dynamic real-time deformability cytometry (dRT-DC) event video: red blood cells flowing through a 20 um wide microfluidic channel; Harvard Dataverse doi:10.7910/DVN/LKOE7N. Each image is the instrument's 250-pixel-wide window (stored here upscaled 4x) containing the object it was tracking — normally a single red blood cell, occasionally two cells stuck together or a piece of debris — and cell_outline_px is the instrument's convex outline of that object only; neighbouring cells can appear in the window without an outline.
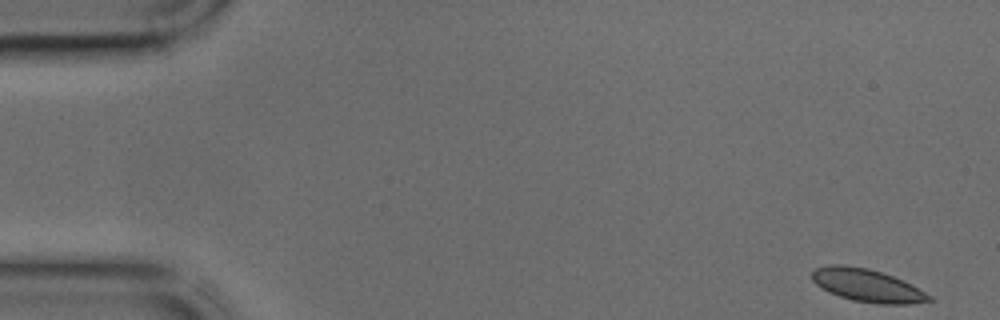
{"species": "common noctule bat (a hibernating species)", "species_latin": "Nyctalus noctula", "temperature_condition": "cold", "stored_images_in_passage": 43, "camera_frame_rate_fps": 3000, "um_per_image_px": 0.085, "animal": {"sex": "male", "body_mass_g": 17.9, "forearm_length_mm": 54.2}, "frame": {"image": 1, "passage_image": 1, "time_ms": 0.0, "image_size_px": [1000, 320], "cell_outline_px": [[936, 300], [908, 304], [880, 304], [852, 300], [828, 292], [820, 288], [812, 280], [812, 272], [816, 268], [828, 264], [844, 264], [868, 268], [904, 280], [912, 284], [932, 296]], "centroid_in_image_um": [73.72, 24.26], "position_along_channel_um": 11.3, "area_um2": 22.6}}
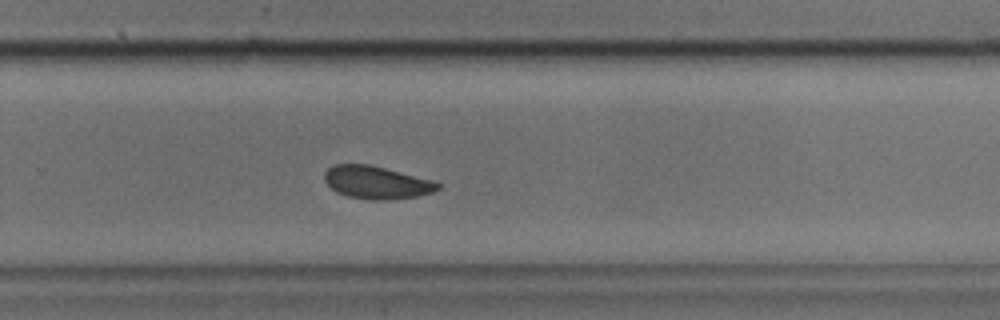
{"frame": {"image": 2, "passage_image": 28, "time_ms": 9.0, "image_size_px": [1000, 320], "cell_outline_px": [[440, 188], [432, 192], [416, 196], [388, 200], [372, 200], [348, 196], [336, 192], [324, 180], [324, 172], [328, 168], [336, 164], [368, 164], [432, 180], [440, 184]], "centroid_in_image_um": [31.98, 15.51], "position_along_channel_um": 297.8, "area_um2": 21.39}}
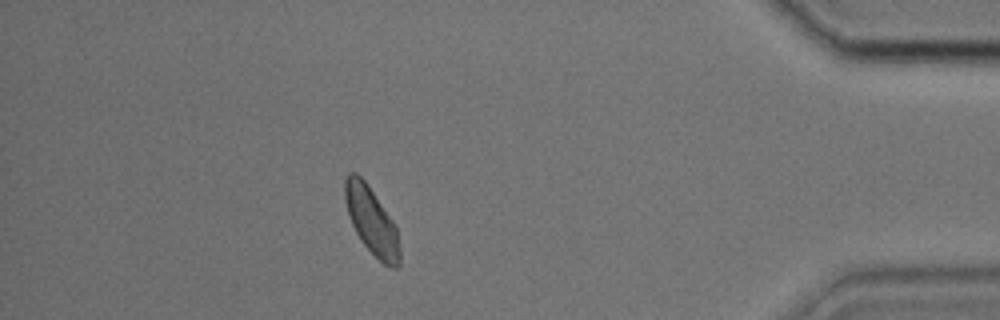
{"frame": {"image": 3, "passage_image": 38, "time_ms": 12.333, "image_size_px": [1000, 320], "cell_outline_px": [[400, 268], [388, 268], [360, 240], [352, 224], [344, 200], [344, 180], [348, 172], [356, 172], [364, 180], [396, 224], [400, 248]], "centroid_in_image_um": [31.6, 18.78], "position_along_channel_um": 403.6, "area_um2": 21.56}}